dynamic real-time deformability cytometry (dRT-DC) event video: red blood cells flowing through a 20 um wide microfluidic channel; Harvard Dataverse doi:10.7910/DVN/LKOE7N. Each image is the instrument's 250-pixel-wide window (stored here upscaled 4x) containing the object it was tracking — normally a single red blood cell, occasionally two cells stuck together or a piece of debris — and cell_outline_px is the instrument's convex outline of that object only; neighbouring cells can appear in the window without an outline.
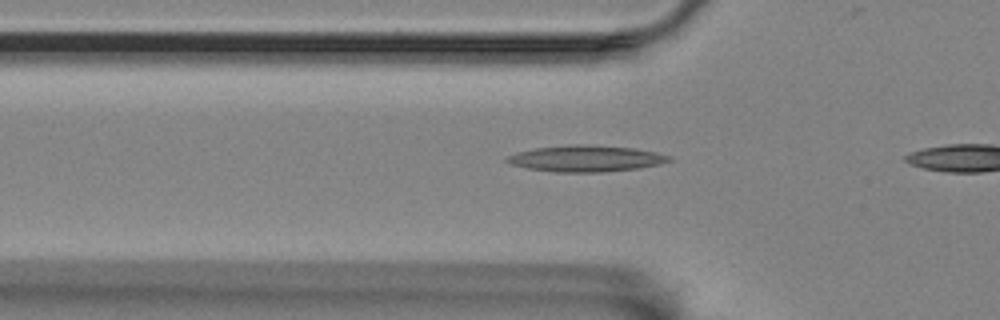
{"species": "Egyptian fruit bat (a non-hibernating species)", "species_latin": "Rousettus aegyptiacus", "temperature_condition": "room temperature", "stored_images_in_passage": 9, "camera_frame_rate_fps": 3000, "um_per_image_px": 0.085, "animal": {"sex": "female"}, "frame": {"image": 1, "passage_image": 7, "time_ms": 2.0, "image_size_px": [1000, 320], "cell_outline_px": [[672, 160], [660, 164], [636, 168], [600, 172], [556, 172], [528, 168], [512, 164], [504, 160], [508, 156], [516, 152], [536, 148], [576, 144], [632, 148], [656, 152], [672, 156]], "centroid_in_image_um": [49.81, 13.48], "position_along_channel_um": 76.0, "area_um2": 24.45}}